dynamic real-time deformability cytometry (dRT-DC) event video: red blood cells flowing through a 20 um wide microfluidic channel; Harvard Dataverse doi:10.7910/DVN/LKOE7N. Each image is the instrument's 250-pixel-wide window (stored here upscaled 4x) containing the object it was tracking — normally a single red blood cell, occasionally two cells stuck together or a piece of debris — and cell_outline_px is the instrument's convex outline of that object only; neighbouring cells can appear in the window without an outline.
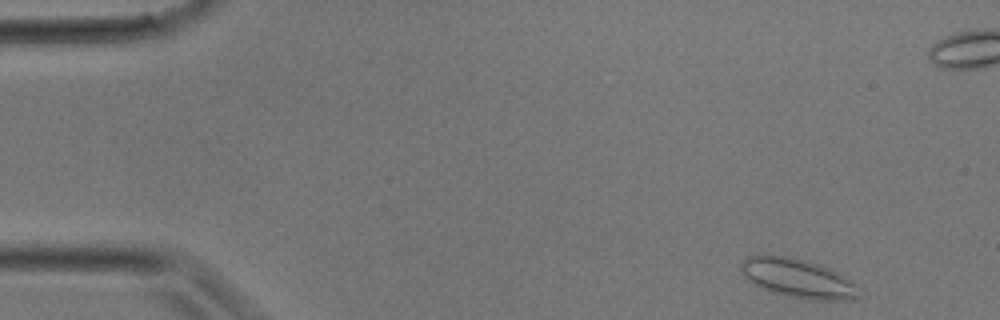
{"species": "common noctule bat (a hibernating species)", "species_latin": "Nyctalus noctula", "temperature_condition": "room temperature", "stored_images_in_passage": 8, "camera_frame_rate_fps": 3000, "um_per_image_px": 0.085, "animal": {"sex": "male", "body_mass_g": 17.9}, "frame": {"image": 1, "passage_image": 1, "time_ms": 0.0, "image_size_px": [1000, 320], "cell_outline_px": [[860, 296], [848, 300], [816, 300], [788, 296], [768, 292], [744, 276], [740, 272], [740, 264], [748, 256], [788, 256], [804, 260], [828, 268], [852, 280], [856, 284]], "centroid_in_image_um": [67.82, 23.67], "position_along_channel_um": 17.2, "area_um2": 26.47}}